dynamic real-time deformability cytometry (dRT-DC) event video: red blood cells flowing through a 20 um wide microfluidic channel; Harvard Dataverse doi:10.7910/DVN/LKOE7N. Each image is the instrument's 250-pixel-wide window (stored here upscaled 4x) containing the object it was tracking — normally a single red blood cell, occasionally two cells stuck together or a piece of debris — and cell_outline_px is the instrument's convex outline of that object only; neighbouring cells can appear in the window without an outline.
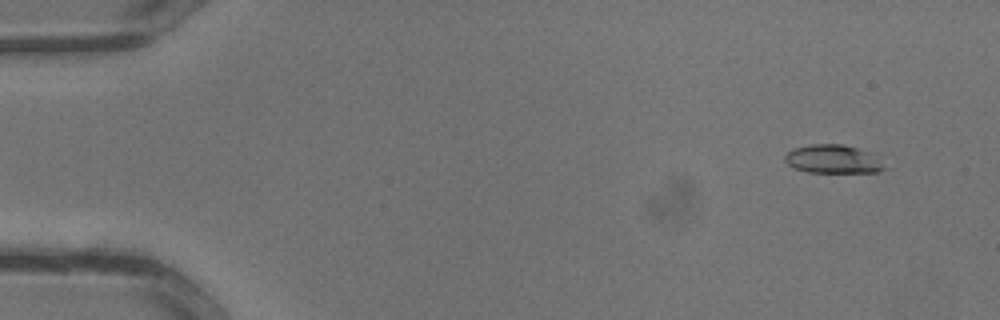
{"species": "common noctule bat (a hibernating species)", "species_latin": "Nyctalus noctula", "temperature_condition": "warm", "stored_images_in_passage": 13, "camera_frame_rate_fps": 3000, "um_per_image_px": 0.085, "animal": {"sex": "male", "body_mass_g": 13.3}, "frame": {"image": 1, "passage_image": 3, "time_ms": 0.667, "image_size_px": [1000, 320], "cell_outline_px": [[888, 168], [880, 172], [808, 172], [792, 168], [784, 160], [784, 156], [788, 152], [796, 148], [812, 144], [840, 144], [872, 152]], "centroid_in_image_um": [70.84, 13.54], "position_along_channel_um": 14.2, "area_um2": 16.59}}
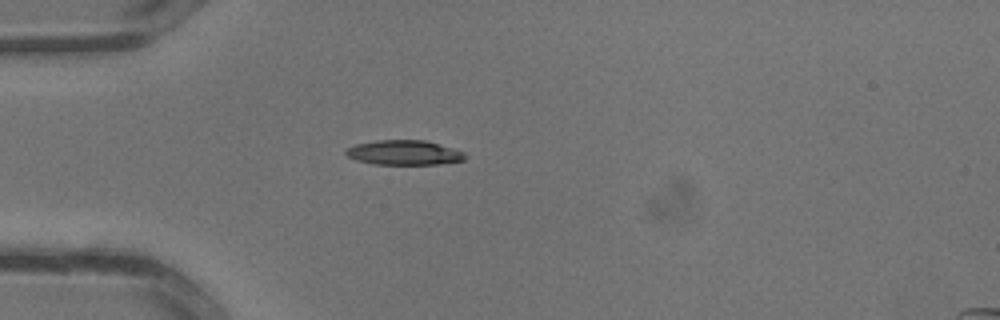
{"frame": {"image": 2, "passage_image": 10, "time_ms": 3.0, "image_size_px": [1000, 320], "cell_outline_px": [[464, 160], [440, 164], [372, 164], [356, 160], [348, 156], [344, 152], [344, 148], [356, 144], [376, 140], [424, 140], [464, 152]], "centroid_in_image_um": [34.27, 12.97], "position_along_channel_um": 50.7, "area_um2": 17.05}}
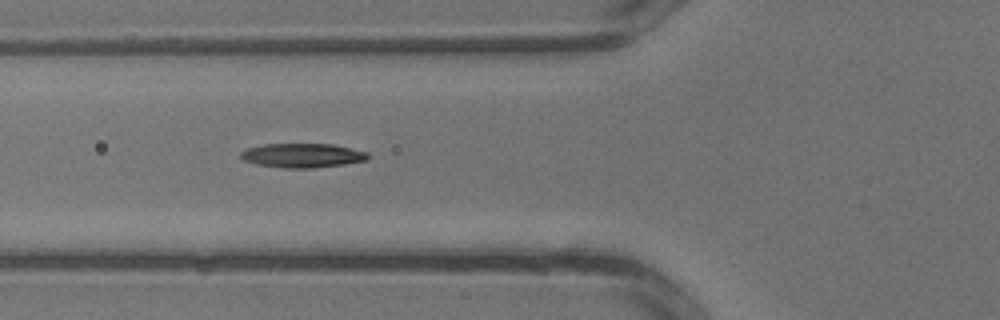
{"frame": {"image": 3, "passage_image": 13, "time_ms": 4.0, "image_size_px": [1000, 320], "cell_outline_px": [[368, 160], [344, 164], [312, 168], [284, 168], [256, 164], [244, 160], [240, 156], [240, 152], [248, 148], [264, 144], [332, 144], [368, 152]], "centroid_in_image_um": [25.7, 13.21], "position_along_channel_um": 100.1, "area_um2": 17.86}}